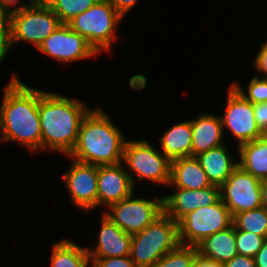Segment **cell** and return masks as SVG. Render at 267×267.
<instances>
[{
    "mask_svg": "<svg viewBox=\"0 0 267 267\" xmlns=\"http://www.w3.org/2000/svg\"><path fill=\"white\" fill-rule=\"evenodd\" d=\"M0 105V143L16 142L32 153L42 152L38 112L39 88L29 86L13 71Z\"/></svg>",
    "mask_w": 267,
    "mask_h": 267,
    "instance_id": "obj_1",
    "label": "cell"
},
{
    "mask_svg": "<svg viewBox=\"0 0 267 267\" xmlns=\"http://www.w3.org/2000/svg\"><path fill=\"white\" fill-rule=\"evenodd\" d=\"M90 110L81 99L39 88L42 152L68 156L77 143L81 123Z\"/></svg>",
    "mask_w": 267,
    "mask_h": 267,
    "instance_id": "obj_2",
    "label": "cell"
},
{
    "mask_svg": "<svg viewBox=\"0 0 267 267\" xmlns=\"http://www.w3.org/2000/svg\"><path fill=\"white\" fill-rule=\"evenodd\" d=\"M105 109L96 106L83 119L70 159L92 165L122 163L126 137Z\"/></svg>",
    "mask_w": 267,
    "mask_h": 267,
    "instance_id": "obj_3",
    "label": "cell"
},
{
    "mask_svg": "<svg viewBox=\"0 0 267 267\" xmlns=\"http://www.w3.org/2000/svg\"><path fill=\"white\" fill-rule=\"evenodd\" d=\"M123 19L109 0H100L67 25L83 36L100 55L111 53L113 42L121 37L117 32Z\"/></svg>",
    "mask_w": 267,
    "mask_h": 267,
    "instance_id": "obj_4",
    "label": "cell"
},
{
    "mask_svg": "<svg viewBox=\"0 0 267 267\" xmlns=\"http://www.w3.org/2000/svg\"><path fill=\"white\" fill-rule=\"evenodd\" d=\"M153 145L144 138L126 140L122 163L135 188L142 184L141 181L159 187L162 185L163 188H167L170 183L171 161Z\"/></svg>",
    "mask_w": 267,
    "mask_h": 267,
    "instance_id": "obj_5",
    "label": "cell"
},
{
    "mask_svg": "<svg viewBox=\"0 0 267 267\" xmlns=\"http://www.w3.org/2000/svg\"><path fill=\"white\" fill-rule=\"evenodd\" d=\"M179 244L178 222L163 212L141 232L132 235L129 256L137 267H151Z\"/></svg>",
    "mask_w": 267,
    "mask_h": 267,
    "instance_id": "obj_6",
    "label": "cell"
},
{
    "mask_svg": "<svg viewBox=\"0 0 267 267\" xmlns=\"http://www.w3.org/2000/svg\"><path fill=\"white\" fill-rule=\"evenodd\" d=\"M59 17L44 0L9 12V49L28 43L36 49L60 25Z\"/></svg>",
    "mask_w": 267,
    "mask_h": 267,
    "instance_id": "obj_7",
    "label": "cell"
},
{
    "mask_svg": "<svg viewBox=\"0 0 267 267\" xmlns=\"http://www.w3.org/2000/svg\"><path fill=\"white\" fill-rule=\"evenodd\" d=\"M233 224L228 207L219 199L216 203L199 207L178 221L179 242L196 246L204 238Z\"/></svg>",
    "mask_w": 267,
    "mask_h": 267,
    "instance_id": "obj_8",
    "label": "cell"
},
{
    "mask_svg": "<svg viewBox=\"0 0 267 267\" xmlns=\"http://www.w3.org/2000/svg\"><path fill=\"white\" fill-rule=\"evenodd\" d=\"M139 195L136 197L134 192L103 210L106 216L130 235L141 232L163 213V196L148 199Z\"/></svg>",
    "mask_w": 267,
    "mask_h": 267,
    "instance_id": "obj_9",
    "label": "cell"
},
{
    "mask_svg": "<svg viewBox=\"0 0 267 267\" xmlns=\"http://www.w3.org/2000/svg\"><path fill=\"white\" fill-rule=\"evenodd\" d=\"M225 104L224 112L219 116L224 133L230 132L229 136L236 141L235 146L264 135L256 124L253 103L247 101L231 84L228 85Z\"/></svg>",
    "mask_w": 267,
    "mask_h": 267,
    "instance_id": "obj_10",
    "label": "cell"
},
{
    "mask_svg": "<svg viewBox=\"0 0 267 267\" xmlns=\"http://www.w3.org/2000/svg\"><path fill=\"white\" fill-rule=\"evenodd\" d=\"M70 168L62 173V184L68 192L72 206L78 207L87 214L97 209L98 196V166L70 159Z\"/></svg>",
    "mask_w": 267,
    "mask_h": 267,
    "instance_id": "obj_11",
    "label": "cell"
},
{
    "mask_svg": "<svg viewBox=\"0 0 267 267\" xmlns=\"http://www.w3.org/2000/svg\"><path fill=\"white\" fill-rule=\"evenodd\" d=\"M36 50L59 64L83 61L99 55L83 36L67 24H61Z\"/></svg>",
    "mask_w": 267,
    "mask_h": 267,
    "instance_id": "obj_12",
    "label": "cell"
},
{
    "mask_svg": "<svg viewBox=\"0 0 267 267\" xmlns=\"http://www.w3.org/2000/svg\"><path fill=\"white\" fill-rule=\"evenodd\" d=\"M261 180L237 166L220 186V199L228 207L232 217L261 207Z\"/></svg>",
    "mask_w": 267,
    "mask_h": 267,
    "instance_id": "obj_13",
    "label": "cell"
},
{
    "mask_svg": "<svg viewBox=\"0 0 267 267\" xmlns=\"http://www.w3.org/2000/svg\"><path fill=\"white\" fill-rule=\"evenodd\" d=\"M97 208L106 209L131 196L136 188L123 163L98 166ZM135 189V190H134Z\"/></svg>",
    "mask_w": 267,
    "mask_h": 267,
    "instance_id": "obj_14",
    "label": "cell"
},
{
    "mask_svg": "<svg viewBox=\"0 0 267 267\" xmlns=\"http://www.w3.org/2000/svg\"><path fill=\"white\" fill-rule=\"evenodd\" d=\"M163 196V212L178 222L184 215L220 199V186L211 185L199 190L174 188Z\"/></svg>",
    "mask_w": 267,
    "mask_h": 267,
    "instance_id": "obj_15",
    "label": "cell"
},
{
    "mask_svg": "<svg viewBox=\"0 0 267 267\" xmlns=\"http://www.w3.org/2000/svg\"><path fill=\"white\" fill-rule=\"evenodd\" d=\"M100 229H98L97 244L87 246L90 258H109L129 256L132 235L124 232L108 216L102 212Z\"/></svg>",
    "mask_w": 267,
    "mask_h": 267,
    "instance_id": "obj_16",
    "label": "cell"
},
{
    "mask_svg": "<svg viewBox=\"0 0 267 267\" xmlns=\"http://www.w3.org/2000/svg\"><path fill=\"white\" fill-rule=\"evenodd\" d=\"M192 157L225 144L224 129L220 116L202 112L191 119Z\"/></svg>",
    "mask_w": 267,
    "mask_h": 267,
    "instance_id": "obj_17",
    "label": "cell"
},
{
    "mask_svg": "<svg viewBox=\"0 0 267 267\" xmlns=\"http://www.w3.org/2000/svg\"><path fill=\"white\" fill-rule=\"evenodd\" d=\"M230 146L225 143L195 156L213 185L221 186L238 166Z\"/></svg>",
    "mask_w": 267,
    "mask_h": 267,
    "instance_id": "obj_18",
    "label": "cell"
},
{
    "mask_svg": "<svg viewBox=\"0 0 267 267\" xmlns=\"http://www.w3.org/2000/svg\"><path fill=\"white\" fill-rule=\"evenodd\" d=\"M200 258L225 264L238 255L236 248V227L234 224L204 238L196 245Z\"/></svg>",
    "mask_w": 267,
    "mask_h": 267,
    "instance_id": "obj_19",
    "label": "cell"
},
{
    "mask_svg": "<svg viewBox=\"0 0 267 267\" xmlns=\"http://www.w3.org/2000/svg\"><path fill=\"white\" fill-rule=\"evenodd\" d=\"M211 185L196 157L177 158L171 161L170 183L167 188L199 190Z\"/></svg>",
    "mask_w": 267,
    "mask_h": 267,
    "instance_id": "obj_20",
    "label": "cell"
},
{
    "mask_svg": "<svg viewBox=\"0 0 267 267\" xmlns=\"http://www.w3.org/2000/svg\"><path fill=\"white\" fill-rule=\"evenodd\" d=\"M191 118L175 123L159 137V150L170 160L192 157Z\"/></svg>",
    "mask_w": 267,
    "mask_h": 267,
    "instance_id": "obj_21",
    "label": "cell"
},
{
    "mask_svg": "<svg viewBox=\"0 0 267 267\" xmlns=\"http://www.w3.org/2000/svg\"><path fill=\"white\" fill-rule=\"evenodd\" d=\"M236 149L238 166L260 180L267 179V135L240 144Z\"/></svg>",
    "mask_w": 267,
    "mask_h": 267,
    "instance_id": "obj_22",
    "label": "cell"
},
{
    "mask_svg": "<svg viewBox=\"0 0 267 267\" xmlns=\"http://www.w3.org/2000/svg\"><path fill=\"white\" fill-rule=\"evenodd\" d=\"M52 244L50 267H89L91 264L87 247L80 246L69 238Z\"/></svg>",
    "mask_w": 267,
    "mask_h": 267,
    "instance_id": "obj_23",
    "label": "cell"
},
{
    "mask_svg": "<svg viewBox=\"0 0 267 267\" xmlns=\"http://www.w3.org/2000/svg\"><path fill=\"white\" fill-rule=\"evenodd\" d=\"M234 226L267 239V210L263 207L243 211L233 217Z\"/></svg>",
    "mask_w": 267,
    "mask_h": 267,
    "instance_id": "obj_24",
    "label": "cell"
},
{
    "mask_svg": "<svg viewBox=\"0 0 267 267\" xmlns=\"http://www.w3.org/2000/svg\"><path fill=\"white\" fill-rule=\"evenodd\" d=\"M62 24L87 11L100 0H44Z\"/></svg>",
    "mask_w": 267,
    "mask_h": 267,
    "instance_id": "obj_25",
    "label": "cell"
},
{
    "mask_svg": "<svg viewBox=\"0 0 267 267\" xmlns=\"http://www.w3.org/2000/svg\"><path fill=\"white\" fill-rule=\"evenodd\" d=\"M197 258L198 251L196 246L179 244L151 267H193Z\"/></svg>",
    "mask_w": 267,
    "mask_h": 267,
    "instance_id": "obj_26",
    "label": "cell"
},
{
    "mask_svg": "<svg viewBox=\"0 0 267 267\" xmlns=\"http://www.w3.org/2000/svg\"><path fill=\"white\" fill-rule=\"evenodd\" d=\"M247 101L253 104L267 102V79L251 77L247 89L241 86L240 82L232 81L230 83Z\"/></svg>",
    "mask_w": 267,
    "mask_h": 267,
    "instance_id": "obj_27",
    "label": "cell"
},
{
    "mask_svg": "<svg viewBox=\"0 0 267 267\" xmlns=\"http://www.w3.org/2000/svg\"><path fill=\"white\" fill-rule=\"evenodd\" d=\"M265 240V237L236 228V248L238 255L254 258Z\"/></svg>",
    "mask_w": 267,
    "mask_h": 267,
    "instance_id": "obj_28",
    "label": "cell"
},
{
    "mask_svg": "<svg viewBox=\"0 0 267 267\" xmlns=\"http://www.w3.org/2000/svg\"><path fill=\"white\" fill-rule=\"evenodd\" d=\"M9 52V12L0 7V63L3 64Z\"/></svg>",
    "mask_w": 267,
    "mask_h": 267,
    "instance_id": "obj_29",
    "label": "cell"
},
{
    "mask_svg": "<svg viewBox=\"0 0 267 267\" xmlns=\"http://www.w3.org/2000/svg\"><path fill=\"white\" fill-rule=\"evenodd\" d=\"M93 267H137L130 256L90 258Z\"/></svg>",
    "mask_w": 267,
    "mask_h": 267,
    "instance_id": "obj_30",
    "label": "cell"
},
{
    "mask_svg": "<svg viewBox=\"0 0 267 267\" xmlns=\"http://www.w3.org/2000/svg\"><path fill=\"white\" fill-rule=\"evenodd\" d=\"M252 65L253 69L259 73V75L256 74L257 77L267 79V40H264L261 44L260 49L253 59Z\"/></svg>",
    "mask_w": 267,
    "mask_h": 267,
    "instance_id": "obj_31",
    "label": "cell"
},
{
    "mask_svg": "<svg viewBox=\"0 0 267 267\" xmlns=\"http://www.w3.org/2000/svg\"><path fill=\"white\" fill-rule=\"evenodd\" d=\"M253 111L258 128L267 135V102L253 104Z\"/></svg>",
    "mask_w": 267,
    "mask_h": 267,
    "instance_id": "obj_32",
    "label": "cell"
},
{
    "mask_svg": "<svg viewBox=\"0 0 267 267\" xmlns=\"http://www.w3.org/2000/svg\"><path fill=\"white\" fill-rule=\"evenodd\" d=\"M38 0H0V7L8 12L34 5ZM19 4V5H18Z\"/></svg>",
    "mask_w": 267,
    "mask_h": 267,
    "instance_id": "obj_33",
    "label": "cell"
},
{
    "mask_svg": "<svg viewBox=\"0 0 267 267\" xmlns=\"http://www.w3.org/2000/svg\"><path fill=\"white\" fill-rule=\"evenodd\" d=\"M118 13L125 18L139 0H109Z\"/></svg>",
    "mask_w": 267,
    "mask_h": 267,
    "instance_id": "obj_34",
    "label": "cell"
},
{
    "mask_svg": "<svg viewBox=\"0 0 267 267\" xmlns=\"http://www.w3.org/2000/svg\"><path fill=\"white\" fill-rule=\"evenodd\" d=\"M225 267H256L254 258L236 255L224 264Z\"/></svg>",
    "mask_w": 267,
    "mask_h": 267,
    "instance_id": "obj_35",
    "label": "cell"
},
{
    "mask_svg": "<svg viewBox=\"0 0 267 267\" xmlns=\"http://www.w3.org/2000/svg\"><path fill=\"white\" fill-rule=\"evenodd\" d=\"M256 267H267V239L264 241L261 249L254 256Z\"/></svg>",
    "mask_w": 267,
    "mask_h": 267,
    "instance_id": "obj_36",
    "label": "cell"
},
{
    "mask_svg": "<svg viewBox=\"0 0 267 267\" xmlns=\"http://www.w3.org/2000/svg\"><path fill=\"white\" fill-rule=\"evenodd\" d=\"M193 267H225L224 264H220L218 262H212L203 258H198L193 264Z\"/></svg>",
    "mask_w": 267,
    "mask_h": 267,
    "instance_id": "obj_37",
    "label": "cell"
},
{
    "mask_svg": "<svg viewBox=\"0 0 267 267\" xmlns=\"http://www.w3.org/2000/svg\"><path fill=\"white\" fill-rule=\"evenodd\" d=\"M260 190H261V207L267 210V179L261 180Z\"/></svg>",
    "mask_w": 267,
    "mask_h": 267,
    "instance_id": "obj_38",
    "label": "cell"
}]
</instances>
